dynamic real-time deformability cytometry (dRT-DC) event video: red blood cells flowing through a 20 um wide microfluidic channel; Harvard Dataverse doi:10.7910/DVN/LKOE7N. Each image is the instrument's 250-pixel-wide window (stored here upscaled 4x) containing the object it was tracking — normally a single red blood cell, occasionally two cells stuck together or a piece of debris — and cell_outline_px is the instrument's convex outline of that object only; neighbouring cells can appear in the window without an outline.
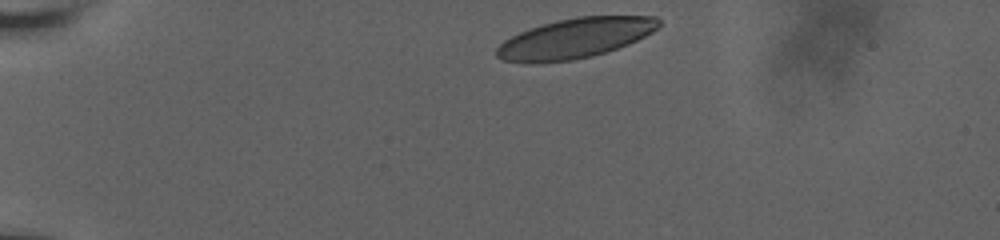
{"species": "human", "species_latin": "Homo sapiens", "temperature_condition": "room temperature", "stored_images_in_passage": 38, "camera_frame_rate_fps": 3000, "um_per_image_px": 0.085, "donor": {"sex": "male"}, "frame": {"image": 1, "passage_image": 1, "time_ms": 0.0, "image_size_px": [1000, 240], "cell_outline_px": [[660, 24], [652, 32], [628, 44], [592, 56], [572, 60], [504, 60], [496, 56], [496, 48], [504, 40], [520, 32], [556, 20], [576, 16], [656, 16], [660, 20]], "centroid_in_image_um": [48.95, 3.2], "position_along_channel_um": 36.0, "area_um2": 36.59}}
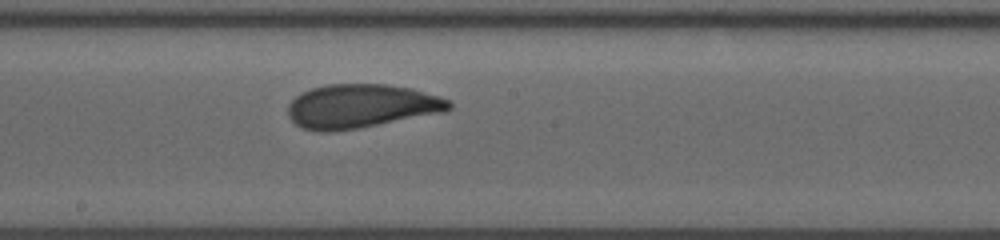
{"frame": {"image": 2, "passage_image": 22, "time_ms": 7.0, "image_size_px": [1000, 240], "cell_outline_px": [[452, 108], [444, 112], [356, 128], [332, 132], [316, 132], [304, 128], [296, 124], [288, 116], [288, 104], [296, 96], [312, 88], [328, 84], [384, 84], [412, 88], [440, 96], [448, 100], [452, 104]], "centroid_in_image_um": [30.69, 9.02], "position_along_channel_um": 217.5, "area_um2": 40.98}}
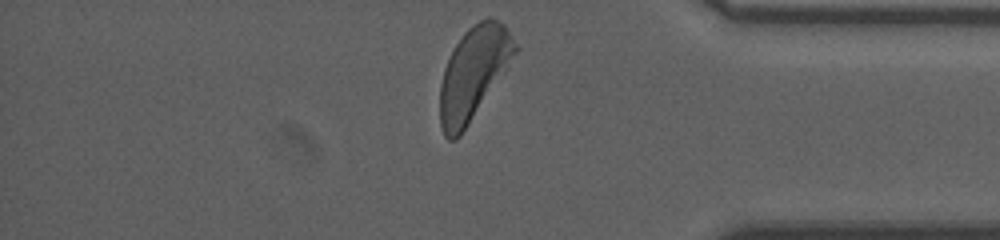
{"frame": {"image": 3, "passage_image": 38, "time_ms": 12.333, "image_size_px": [1000, 240], "cell_outline_px": [[520, 48], [508, 68], [460, 136], [456, 140], [448, 140], [444, 136], [440, 124], [440, 84], [444, 68], [456, 44], [464, 32], [468, 28], [480, 20], [488, 16], [504, 24]], "centroid_in_image_um": [40.27, 6.22], "position_along_channel_um": 394.9, "area_um2": 40.52}, "authors_computed_cell_mechanics": {"area_um2": 40.5178, "velocity_mm_per_s": 3.6307, "shape_relaxation_time_tau1_ms": 4.6128, "shape_relaxation_time_tau2_ms": 1.358, "deformation_change_tau1": 0.165, "deformation_change_tau2": 0.0806}}